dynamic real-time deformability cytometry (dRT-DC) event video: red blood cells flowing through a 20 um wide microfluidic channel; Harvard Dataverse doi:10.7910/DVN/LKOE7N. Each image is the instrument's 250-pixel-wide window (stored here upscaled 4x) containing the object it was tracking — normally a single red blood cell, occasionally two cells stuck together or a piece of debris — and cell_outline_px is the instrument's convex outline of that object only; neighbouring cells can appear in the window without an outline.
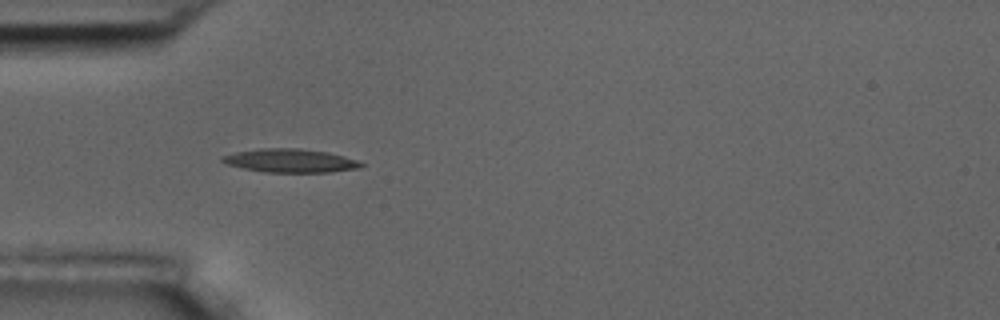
{"species": "common noctule bat (a hibernating species)", "species_latin": "Nyctalus noctula", "temperature_condition": "room temperature", "stored_images_in_passage": 13, "camera_frame_rate_fps": 3000, "um_per_image_px": 0.085, "animal": {"sex": "male", "body_mass_g": 17.5, "forearm_length_mm": 52.3}, "frame": {"image": 1, "passage_image": 3, "time_ms": 3.0, "image_size_px": [1000, 320], "cell_outline_px": [[364, 164], [360, 168], [328, 172], [264, 172], [244, 168], [228, 164], [220, 160], [220, 156], [236, 152], [264, 148], [300, 148], [328, 152], [344, 156], [356, 160]], "centroid_in_image_um": [24.68, 13.65], "position_along_channel_um": 60.3, "area_um2": 18.9}}
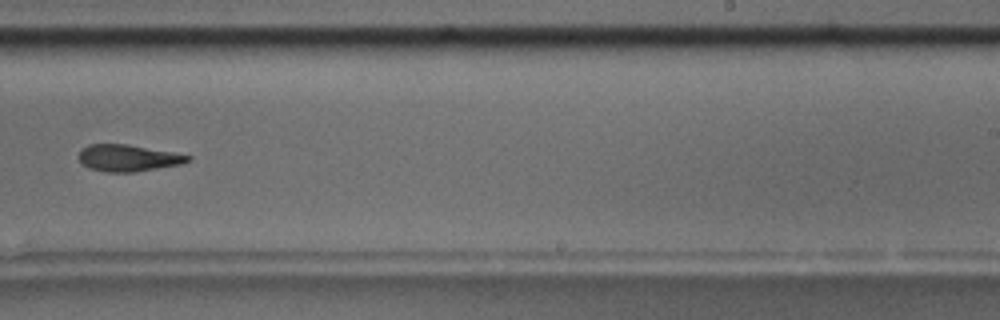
{"frame": {"image": 2, "passage_image": 8, "time_ms": 9.0, "image_size_px": [1000, 320], "cell_outline_px": [[192, 160], [180, 164], [132, 172], [108, 172], [88, 168], [80, 160], [80, 148], [88, 144], [128, 144], [172, 152], [192, 156]], "centroid_in_image_um": [10.88, 13.42], "position_along_channel_um": 278.1, "area_um2": 16.82}}
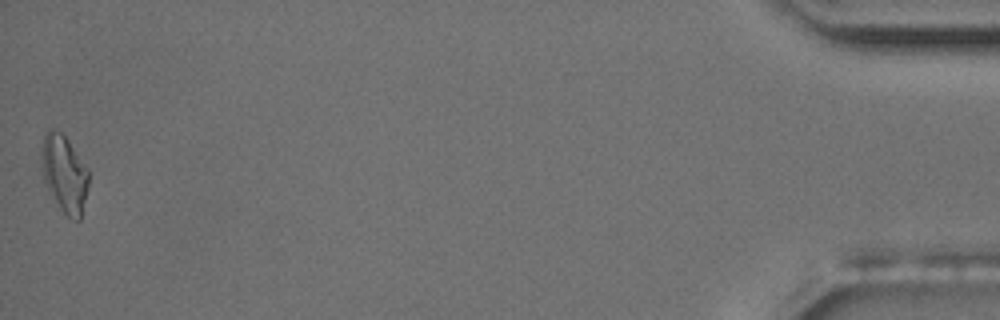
{"frame": {"image": 3, "passage_image": 13, "time_ms": 15.667, "image_size_px": [1000, 320], "cell_outline_px": [[88, 188], [80, 220], [76, 220], [68, 216], [60, 208], [48, 192], [44, 180], [40, 156], [44, 132], [48, 128], [56, 128], [68, 140], [88, 172]], "centroid_in_image_um": [5.43, 14.74], "position_along_channel_um": 429.8, "area_um2": 21.1}, "authors_computed_cell_mechanics": {"area_um2": 17.629, "velocity_mm_per_s": 3.6781, "shape_relaxation_time_tau1_ms": 2.1957, "shape_relaxation_time_tau2_ms": null, "deformation_change_tau1": 0.1386, "deformation_change_tau2": null}}